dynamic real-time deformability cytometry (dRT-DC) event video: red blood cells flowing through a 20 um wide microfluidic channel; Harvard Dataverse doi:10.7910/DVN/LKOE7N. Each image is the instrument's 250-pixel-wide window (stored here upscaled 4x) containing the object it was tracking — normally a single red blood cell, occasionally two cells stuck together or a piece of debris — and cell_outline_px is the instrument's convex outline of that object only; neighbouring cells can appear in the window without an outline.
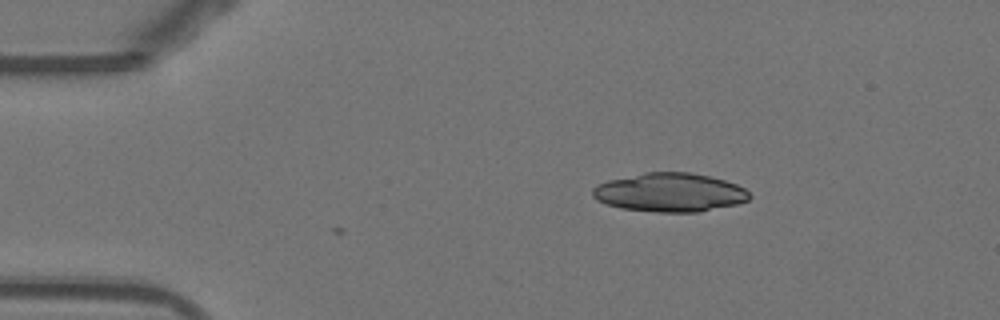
{"species": "Egyptian fruit bat (a non-hibernating species)", "species_latin": "Rousettus aegyptiacus", "temperature_condition": "warm", "stored_images_in_passage": 4, "camera_frame_rate_fps": 3000, "um_per_image_px": 0.085, "animal": {"sex": "female"}, "frame": {"image": 1, "passage_image": 4, "time_ms": 1.0, "image_size_px": [1000, 320], "cell_outline_px": [[752, 196], [748, 200], [736, 204], [700, 212], [656, 212], [620, 208], [596, 200], [592, 196], [592, 188], [596, 184], [608, 180], [644, 172], [688, 172], [708, 176], [724, 180], [736, 184], [744, 188]], "centroid_in_image_um": [56.91, 16.36], "position_along_channel_um": 28.1, "area_um2": 35.49}}